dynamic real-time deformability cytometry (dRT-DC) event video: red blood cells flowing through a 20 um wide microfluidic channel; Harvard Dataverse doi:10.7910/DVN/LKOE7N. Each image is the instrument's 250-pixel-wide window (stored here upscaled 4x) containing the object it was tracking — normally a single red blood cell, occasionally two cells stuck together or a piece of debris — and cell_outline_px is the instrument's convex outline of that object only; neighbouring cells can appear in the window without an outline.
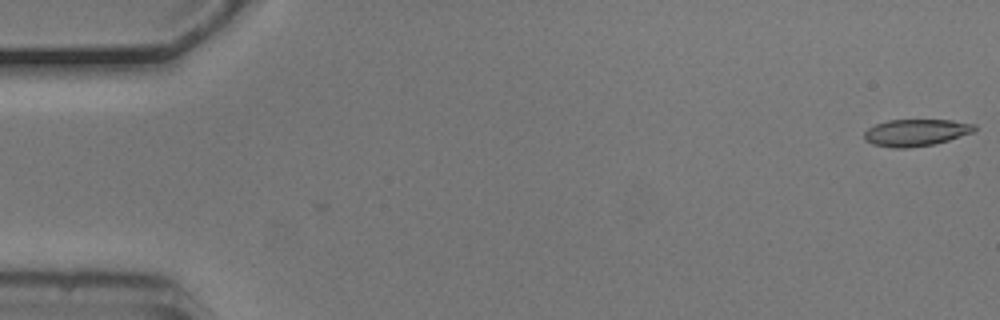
{"species": "common noctule bat (a hibernating species)", "species_latin": "Nyctalus noctula", "temperature_condition": "cold", "stored_images_in_passage": 20, "camera_frame_rate_fps": 3000, "um_per_image_px": 0.085, "animal": {"sex": "male", "body_mass_g": 20.5, "forearm_length_mm": 52.5}, "frame": {"image": 1, "passage_image": 1, "time_ms": 0.0, "image_size_px": [1000, 320], "cell_outline_px": [[976, 128], [972, 132], [948, 140], [932, 144], [908, 148], [892, 148], [872, 144], [864, 140], [864, 132], [868, 128], [876, 124], [888, 120], [952, 120], [976, 124]], "centroid_in_image_um": [77.82, 11.27], "position_along_channel_um": 7.2, "area_um2": 17.22}}
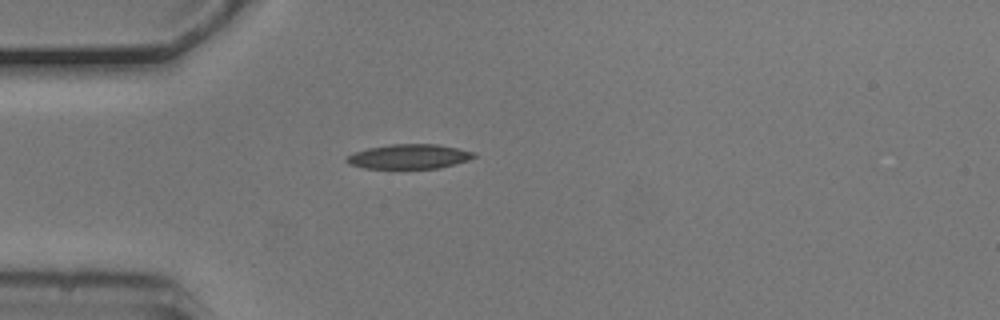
{"frame": {"image": 2, "passage_image": 15, "time_ms": 4.667, "image_size_px": [1000, 320], "cell_outline_px": [[476, 156], [468, 160], [456, 164], [440, 168], [364, 168], [348, 164], [344, 160], [352, 152], [368, 148], [388, 144], [436, 144], [476, 152]], "centroid_in_image_um": [34.75, 13.3], "position_along_channel_um": 50.2, "area_um2": 18.32}}